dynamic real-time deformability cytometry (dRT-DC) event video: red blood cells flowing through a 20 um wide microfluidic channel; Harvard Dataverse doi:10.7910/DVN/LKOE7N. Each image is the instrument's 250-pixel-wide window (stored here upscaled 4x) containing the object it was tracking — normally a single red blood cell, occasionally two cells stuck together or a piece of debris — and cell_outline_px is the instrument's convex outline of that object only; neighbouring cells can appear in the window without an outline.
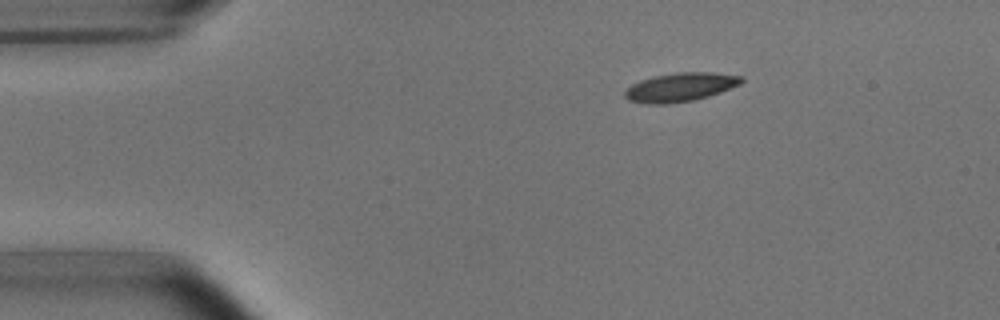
{"species": "common noctule bat (a hibernating species)", "species_latin": "Nyctalus noctula", "temperature_condition": "room temperature", "stored_images_in_passage": 3, "camera_frame_rate_fps": 3000, "um_per_image_px": 0.085, "animal": {"sex": "male", "body_mass_g": 15.6}, "frame": {"image": 1, "passage_image": 1, "time_ms": 0.0, "image_size_px": [1000, 320], "cell_outline_px": [[744, 80], [740, 84], [720, 92], [708, 96], [692, 100], [668, 104], [648, 104], [628, 100], [624, 96], [624, 92], [632, 84], [640, 80], [656, 76], [676, 72], [712, 72], [744, 76]], "centroid_in_image_um": [57.83, 7.4], "position_along_channel_um": 27.2, "area_um2": 19.48}}
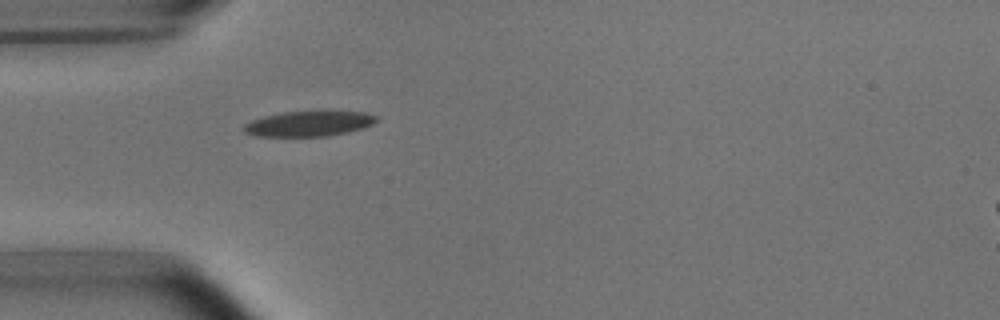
{"frame": {"image": 2, "passage_image": 3, "time_ms": 2.333, "image_size_px": [1000, 320], "cell_outline_px": [[376, 120], [372, 124], [364, 128], [348, 132], [328, 136], [252, 136], [244, 132], [244, 124], [252, 120], [264, 116], [284, 112], [324, 108], [364, 112], [376, 116]], "centroid_in_image_um": [26.29, 10.46], "position_along_channel_um": 58.7, "area_um2": 20.4}}